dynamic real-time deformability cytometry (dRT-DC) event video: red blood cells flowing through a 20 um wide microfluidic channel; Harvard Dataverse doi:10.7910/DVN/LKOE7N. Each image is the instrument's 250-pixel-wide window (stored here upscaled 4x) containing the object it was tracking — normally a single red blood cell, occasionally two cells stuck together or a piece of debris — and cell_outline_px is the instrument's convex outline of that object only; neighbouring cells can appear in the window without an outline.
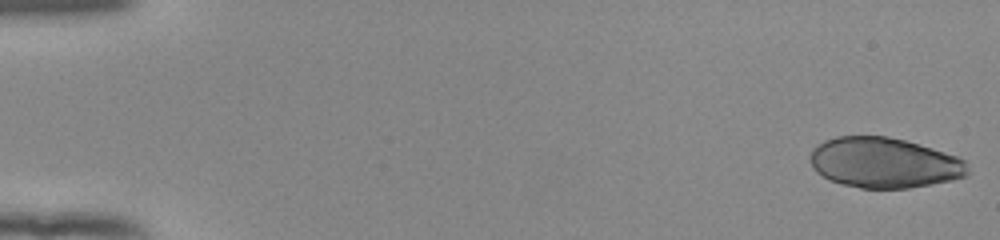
{"species": "human", "species_latin": "Homo sapiens", "temperature_condition": "room temperature", "stored_images_in_passage": 20, "segment_of_instrument_passage": [1, 2], "camera_frame_rate_fps": 3000, "um_per_image_px": 0.085, "donor": {"sex": "female"}, "frame": {"image": 1, "passage_image": 1, "time_ms": 0.0, "image_size_px": [1000, 240], "cell_outline_px": [[956, 176], [940, 180], [920, 184], [896, 188], [868, 188], [836, 180], [828, 176], [824, 172], [820, 148], [824, 144], [832, 140], [848, 136], [880, 136], [900, 140], [948, 156], [956, 160]], "centroid_in_image_um": [75.11, 13.82], "position_along_channel_um": 9.9, "area_um2": 39.42}}
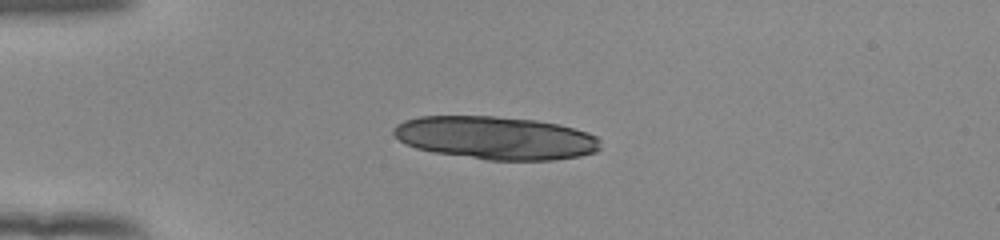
{"frame": {"image": 2, "passage_image": 14, "time_ms": 4.333, "image_size_px": [1000, 240], "cell_outline_px": [[592, 148], [588, 152], [572, 156], [532, 160], [508, 160], [444, 152], [424, 148], [412, 144], [404, 140], [400, 136], [400, 128], [404, 124], [412, 120], [432, 116], [472, 116], [520, 120], [552, 124], [568, 128], [592, 136]], "centroid_in_image_um": [42.12, 11.71], "position_along_channel_um": 42.9, "area_um2": 46.36}}